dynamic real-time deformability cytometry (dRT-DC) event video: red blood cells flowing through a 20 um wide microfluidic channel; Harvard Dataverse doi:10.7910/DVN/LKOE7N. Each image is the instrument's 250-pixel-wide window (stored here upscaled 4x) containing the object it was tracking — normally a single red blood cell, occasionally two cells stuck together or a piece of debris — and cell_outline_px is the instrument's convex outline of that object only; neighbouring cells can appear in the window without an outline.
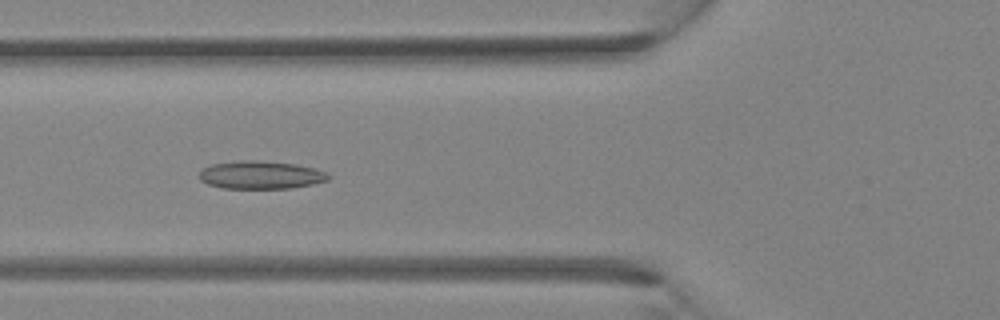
{"species": "Egyptian fruit bat (a non-hibernating species)", "species_latin": "Rousettus aegyptiacus", "temperature_condition": "room temperature", "stored_images_in_passage": 40, "segment_of_instrument_passage": [1, 2], "camera_frame_rate_fps": 3000, "um_per_image_px": 0.085, "animal": {"sex": "female"}, "frame": {"image": 1, "passage_image": 14, "time_ms": 4.333, "image_size_px": [1000, 320], "cell_outline_px": [[332, 176], [328, 180], [312, 184], [292, 188], [224, 188], [208, 184], [200, 180], [196, 176], [204, 168], [212, 164], [240, 160], [256, 160], [296, 164], [316, 168], [328, 172]], "centroid_in_image_um": [22.19, 14.86], "position_along_channel_um": 103.6, "area_um2": 21.21}}
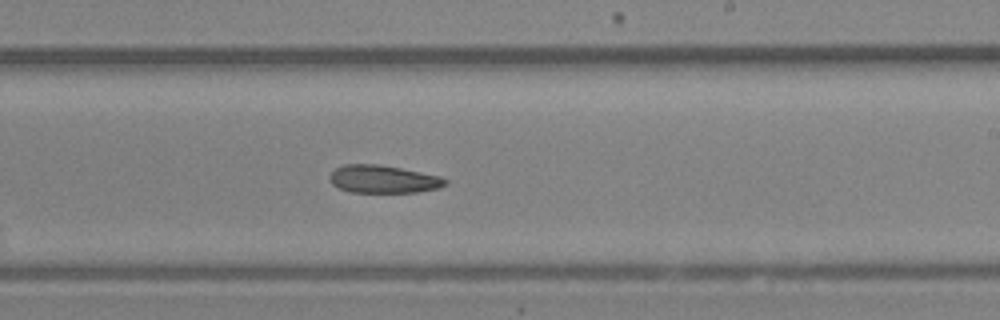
{"frame": {"image": 2, "passage_image": 23, "time_ms": 7.333, "image_size_px": [1000, 320], "cell_outline_px": [[448, 184], [440, 188], [416, 192], [352, 192], [340, 188], [332, 184], [328, 176], [336, 168], [344, 164], [380, 164], [440, 176], [448, 180]], "centroid_in_image_um": [32.59, 15.22], "position_along_channel_um": 256.4, "area_um2": 18.73}}
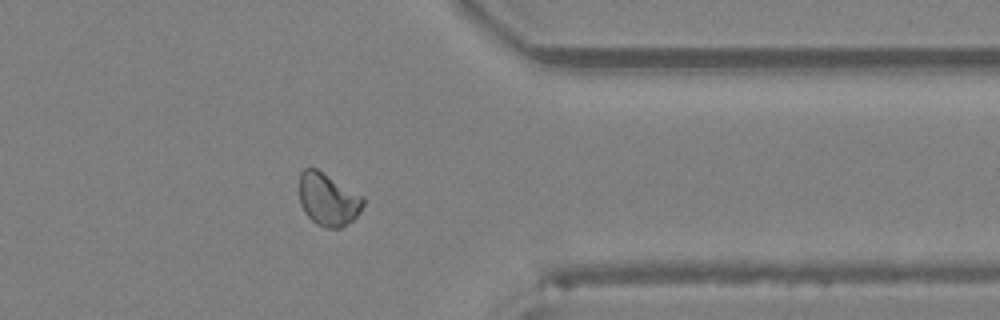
{"frame": {"image": 3, "passage_image": 31, "time_ms": 10.0, "image_size_px": [1000, 320], "cell_outline_px": [[364, 204], [360, 212], [352, 220], [340, 228], [324, 228], [316, 224], [304, 212], [300, 204], [300, 172], [304, 168], [316, 168], [364, 196]], "centroid_in_image_um": [27.89, 16.95], "position_along_channel_um": 383.5, "area_um2": 19.65}}